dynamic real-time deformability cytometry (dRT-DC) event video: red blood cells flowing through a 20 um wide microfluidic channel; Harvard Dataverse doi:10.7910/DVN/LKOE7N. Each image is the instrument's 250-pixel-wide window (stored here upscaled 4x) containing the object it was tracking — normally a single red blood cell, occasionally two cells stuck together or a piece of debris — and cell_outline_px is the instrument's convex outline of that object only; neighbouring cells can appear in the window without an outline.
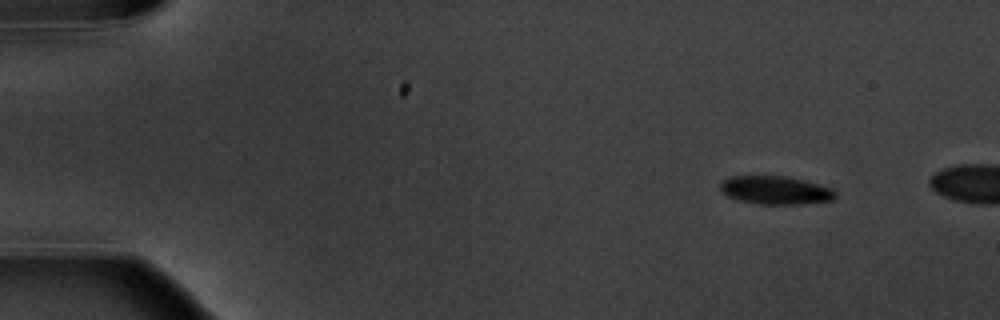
{"species": "common noctule bat (a hibernating species)", "species_latin": "Nyctalus noctula", "temperature_condition": "warm", "stored_images_in_passage": 3, "camera_frame_rate_fps": 3000, "um_per_image_px": 0.085, "animal": {"sex": "male", "body_mass_g": 20.1, "forearm_length_mm": 53.5}, "frame": {"image": 1, "passage_image": 1, "time_ms": 0.0, "image_size_px": [1000, 320], "cell_outline_px": [[836, 196], [832, 200], [800, 204], [760, 204], [736, 200], [720, 192], [720, 184], [724, 180], [732, 176], [788, 176], [804, 180], [832, 188], [836, 192]], "centroid_in_image_um": [65.9, 16.17], "position_along_channel_um": 19.1, "area_um2": 19.02}}